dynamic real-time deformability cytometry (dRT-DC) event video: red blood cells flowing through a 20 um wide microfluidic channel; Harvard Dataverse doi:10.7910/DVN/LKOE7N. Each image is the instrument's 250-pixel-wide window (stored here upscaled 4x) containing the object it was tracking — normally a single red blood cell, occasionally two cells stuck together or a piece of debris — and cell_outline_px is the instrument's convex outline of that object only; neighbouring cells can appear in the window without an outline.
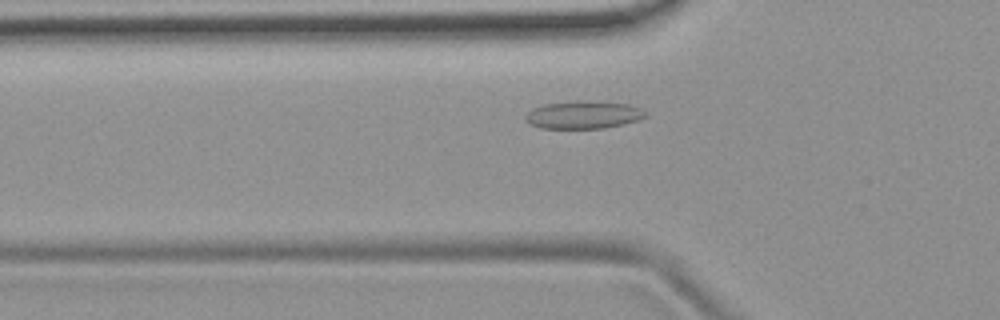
{"species": "common noctule bat (a hibernating species)", "species_latin": "Nyctalus noctula", "temperature_condition": "room temperature", "stored_images_in_passage": 45, "camera_frame_rate_fps": 3000, "um_per_image_px": 0.085, "animal": {"sex": "female", "body_mass_g": 19.9}, "frame": {"image": 1, "passage_image": 10, "time_ms": 3.0, "image_size_px": [1000, 320], "cell_outline_px": [[648, 116], [640, 120], [624, 124], [604, 128], [540, 128], [524, 120], [524, 116], [532, 108], [544, 104], [580, 100], [588, 100], [628, 104], [640, 108], [648, 112]], "centroid_in_image_um": [49.62, 9.75], "position_along_channel_um": 76.2, "area_um2": 19.65}}
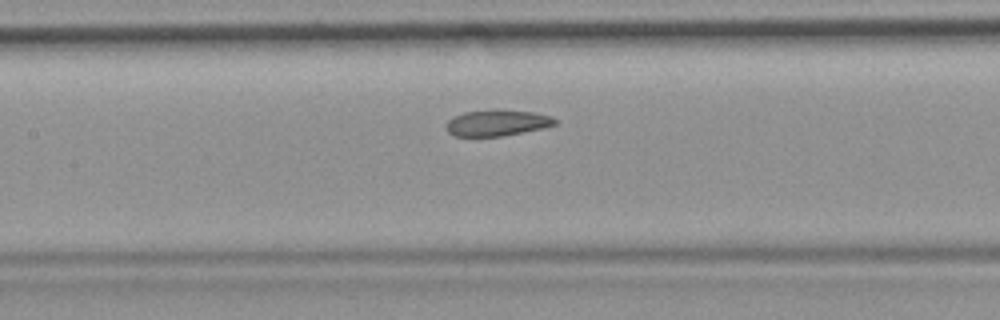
{"frame": {"image": 2, "passage_image": 17, "time_ms": 5.333, "image_size_px": [1000, 320], "cell_outline_px": [[556, 124], [544, 128], [500, 136], [456, 136], [448, 132], [448, 120], [464, 112], [492, 108], [496, 108], [536, 112], [548, 116], [556, 120]], "centroid_in_image_um": [42.27, 10.41], "position_along_channel_um": 165.1, "area_um2": 16.59}}
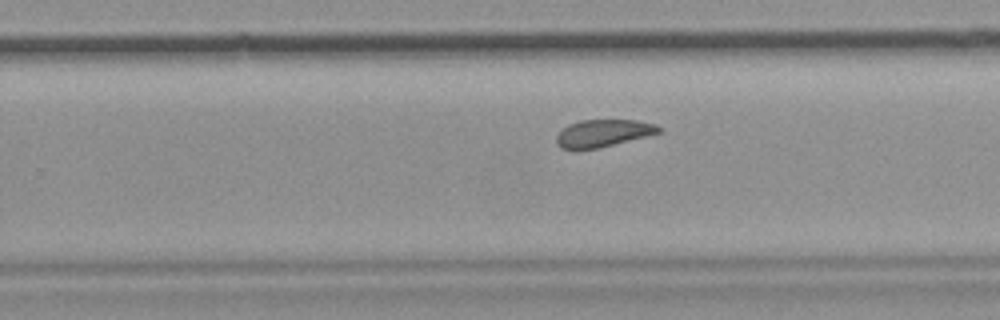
{"frame": {"image": 3, "passage_image": 26, "time_ms": 8.333, "image_size_px": [1000, 320], "cell_outline_px": [[660, 132], [596, 148], [576, 152], [560, 148], [556, 144], [556, 136], [568, 124], [580, 120], [636, 120], [656, 124], [660, 128]], "centroid_in_image_um": [51.16, 11.34], "position_along_channel_um": 278.6, "area_um2": 16.3}, "authors_computed_cell_mechanics": {"area_um2": 17.629, "velocity_mm_per_s": 3.7993, "shape_relaxation_time_tau1_ms": null, "shape_relaxation_time_tau2_ms": 2.6844, "deformation_change_tau1": null, "deformation_change_tau2": 0.0817}}